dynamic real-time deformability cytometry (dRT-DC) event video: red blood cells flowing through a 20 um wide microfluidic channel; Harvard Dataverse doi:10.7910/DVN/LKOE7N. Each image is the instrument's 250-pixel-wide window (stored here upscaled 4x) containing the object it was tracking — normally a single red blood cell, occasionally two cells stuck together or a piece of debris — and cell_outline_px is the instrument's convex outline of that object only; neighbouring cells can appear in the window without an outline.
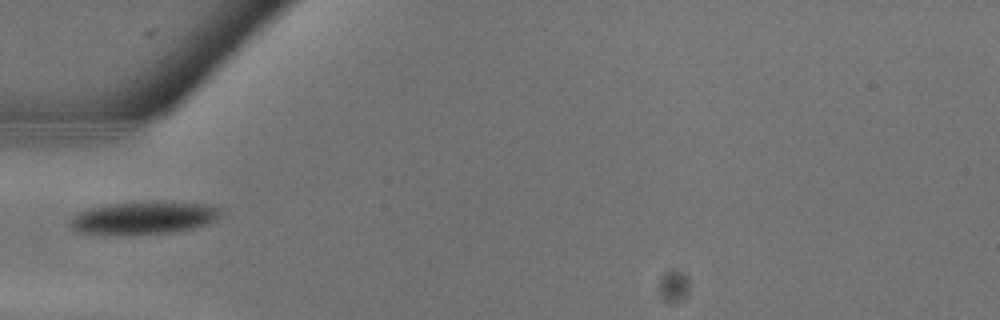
{"species": "common noctule bat (a hibernating species)", "species_latin": "Nyctalus noctula", "temperature_condition": "warm", "stored_images_in_passage": 3, "camera_frame_rate_fps": 3000, "um_per_image_px": 0.085, "animal": {"sex": "male", "body_mass_g": 13.3}, "frame": {"image": 1, "passage_image": 2, "time_ms": 0.333, "image_size_px": [1000, 320], "cell_outline_px": [[224, 212], [216, 220], [180, 232], [128, 236], [76, 232], [68, 224], [72, 216], [76, 212], [92, 208], [112, 204], [212, 204], [220, 208]], "centroid_in_image_um": [12.18, 18.59], "position_along_channel_um": 72.8, "area_um2": 28.32}}